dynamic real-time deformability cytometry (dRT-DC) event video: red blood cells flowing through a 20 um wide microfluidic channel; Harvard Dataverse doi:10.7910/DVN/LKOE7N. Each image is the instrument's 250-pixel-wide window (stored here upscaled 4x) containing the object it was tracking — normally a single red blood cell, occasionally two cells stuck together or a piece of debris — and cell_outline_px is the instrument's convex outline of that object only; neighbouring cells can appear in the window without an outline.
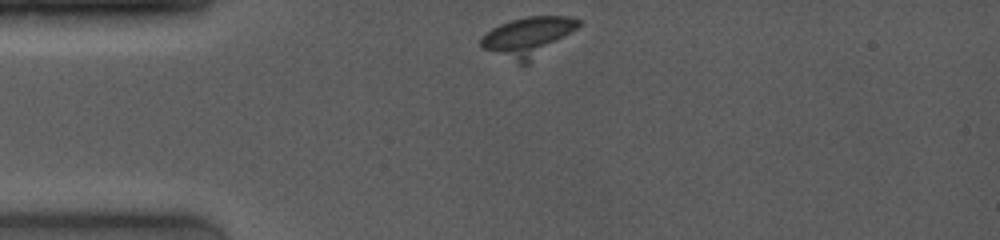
{"species": "common noctule bat (a hibernating species)", "species_latin": "Nyctalus noctula", "temperature_condition": "room temperature", "stored_images_in_passage": 32, "camera_frame_rate_fps": 4000, "um_per_image_px": 0.085, "animal": {"sex": "female", "body_mass_g": 19.0, "forearm_length_mm": 53.3}, "frame": {"image": 1, "passage_image": 1, "time_ms": 0.0, "image_size_px": [1000, 240], "cell_outline_px": [[584, 20], [576, 28], [528, 64], [520, 64], [484, 48], [480, 44], [480, 40], [492, 28], [500, 24], [512, 20], [528, 16], [568, 16]], "centroid_in_image_um": [44.89, 3.11], "position_along_channel_um": 40.1, "area_um2": 21.79}}
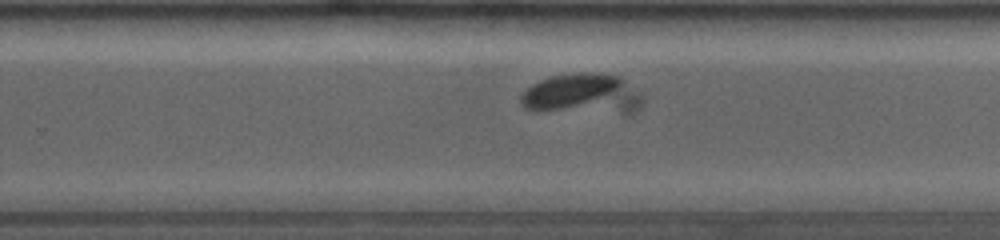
{"frame": {"image": 2, "passage_image": 20, "time_ms": 6.75, "image_size_px": [1000, 240], "cell_outline_px": [[644, 100], [640, 108], [636, 112], [624, 112], [524, 108], [520, 104], [520, 96], [532, 84], [540, 80], [552, 76], [584, 72], [596, 72], [620, 76], [640, 92]], "centroid_in_image_um": [49.57, 7.95], "position_along_channel_um": 280.2, "area_um2": 28.03}}
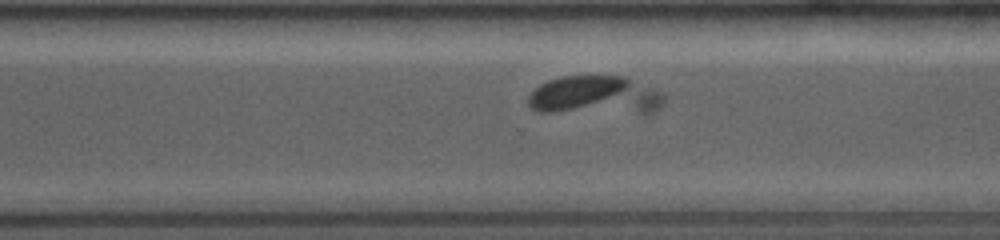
{"frame": {"image": 3, "passage_image": 23, "time_ms": 7.75, "image_size_px": [1000, 240], "cell_outline_px": [[664, 100], [660, 108], [656, 112], [648, 116], [536, 112], [528, 104], [528, 96], [540, 84], [548, 80], [560, 76], [624, 76], [660, 92], [664, 96]], "centroid_in_image_um": [50.62, 8.19], "position_along_channel_um": 320.0, "area_um2": 32.25}}